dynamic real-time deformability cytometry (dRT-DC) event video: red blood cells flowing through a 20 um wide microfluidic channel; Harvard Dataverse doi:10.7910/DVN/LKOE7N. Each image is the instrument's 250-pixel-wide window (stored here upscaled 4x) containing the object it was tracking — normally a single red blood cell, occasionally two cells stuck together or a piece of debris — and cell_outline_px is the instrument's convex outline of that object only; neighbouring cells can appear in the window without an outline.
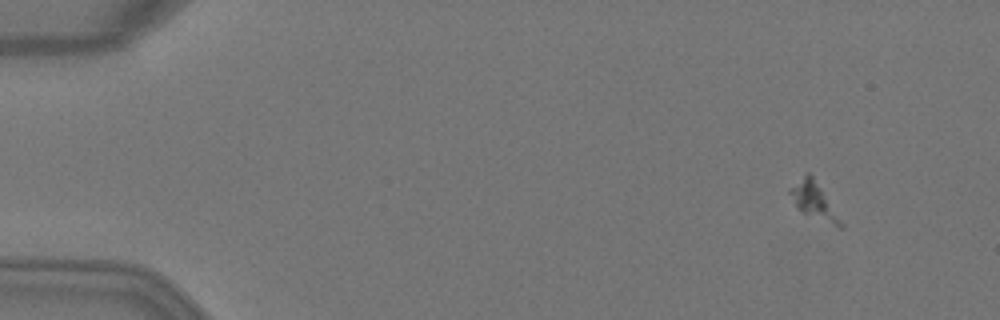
{"species": "Egyptian fruit bat (a non-hibernating species)", "species_latin": "Rousettus aegyptiacus", "temperature_condition": "warm", "stored_images_in_passage": 5, "camera_frame_rate_fps": 3000, "um_per_image_px": 0.085, "animal": {"sex": "female"}, "frame": {"image": 1, "passage_image": 2, "time_ms": 0.333, "image_size_px": [1000, 320], "cell_outline_px": [[844, 228], [840, 228], [804, 212], [796, 204], [788, 192], [788, 188], [808, 172], [812, 176], [844, 224]], "centroid_in_image_um": [69.18, 17.05], "position_along_channel_um": 15.8, "area_um2": 10.0}}